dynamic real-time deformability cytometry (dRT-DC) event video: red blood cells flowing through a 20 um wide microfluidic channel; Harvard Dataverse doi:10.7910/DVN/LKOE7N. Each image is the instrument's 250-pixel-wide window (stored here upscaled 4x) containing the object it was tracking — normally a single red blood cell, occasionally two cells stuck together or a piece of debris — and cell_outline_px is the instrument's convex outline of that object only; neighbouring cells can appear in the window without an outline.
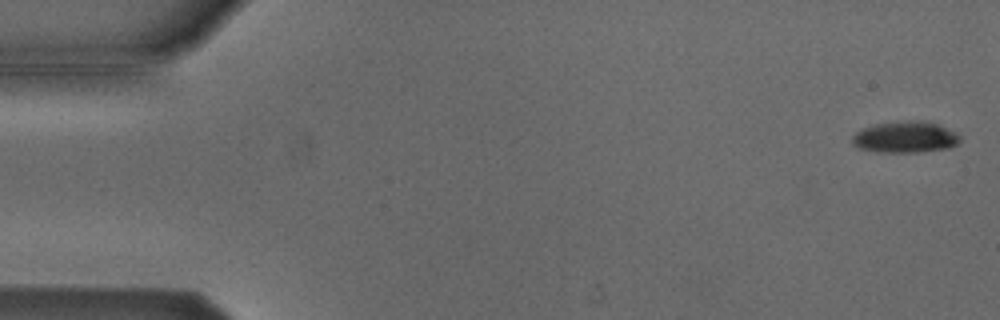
{"species": "Egyptian fruit bat (a non-hibernating species)", "species_latin": "Rousettus aegyptiacus", "temperature_condition": "cold", "stored_images_in_passage": 55, "camera_frame_rate_fps": 3000, "um_per_image_px": 0.085, "animal": {"sex": "male"}, "frame": {"image": 1, "passage_image": 2, "time_ms": 0.333, "image_size_px": [1000, 320], "cell_outline_px": [[960, 140], [956, 144], [948, 148], [916, 152], [876, 152], [860, 148], [852, 144], [852, 136], [856, 132], [864, 128], [876, 124], [912, 120], [924, 120], [936, 124], [956, 132], [960, 136]], "centroid_in_image_um": [76.94, 11.65], "position_along_channel_um": 8.1, "area_um2": 19.54}}
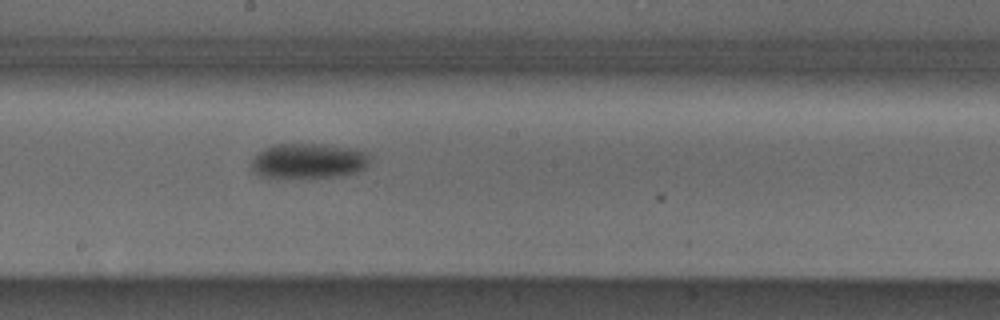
{"frame": {"image": 2, "passage_image": 30, "time_ms": 9.667, "image_size_px": [1000, 320], "cell_outline_px": [[368, 164], [360, 172], [344, 176], [260, 176], [252, 168], [252, 160], [264, 148], [272, 144], [324, 144], [352, 148], [364, 152], [368, 156]], "centroid_in_image_um": [26.26, 13.65], "position_along_channel_um": 221.9, "area_um2": 23.7}}
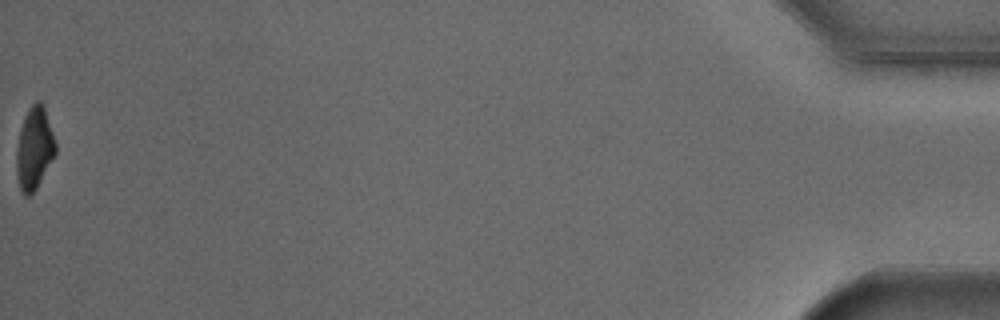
{"frame": {"image": 3, "passage_image": 55, "time_ms": 18.0, "image_size_px": [1000, 320], "cell_outline_px": [[56, 152], [36, 188], [28, 196], [20, 188], [16, 176], [16, 148], [20, 128], [24, 116], [28, 108], [36, 100], [40, 100], [44, 108], [56, 144]], "centroid_in_image_um": [2.89, 12.57], "position_along_channel_um": 432.3, "area_um2": 18.44}, "authors_computed_cell_mechanics": {"area_um2": 21.8484, "velocity_mm_per_s": 3.7992, "shape_relaxation_time_tau1_ms": 1.5539, "shape_relaxation_time_tau2_ms": null, "deformation_change_tau1": 0.0907, "deformation_change_tau2": null}}